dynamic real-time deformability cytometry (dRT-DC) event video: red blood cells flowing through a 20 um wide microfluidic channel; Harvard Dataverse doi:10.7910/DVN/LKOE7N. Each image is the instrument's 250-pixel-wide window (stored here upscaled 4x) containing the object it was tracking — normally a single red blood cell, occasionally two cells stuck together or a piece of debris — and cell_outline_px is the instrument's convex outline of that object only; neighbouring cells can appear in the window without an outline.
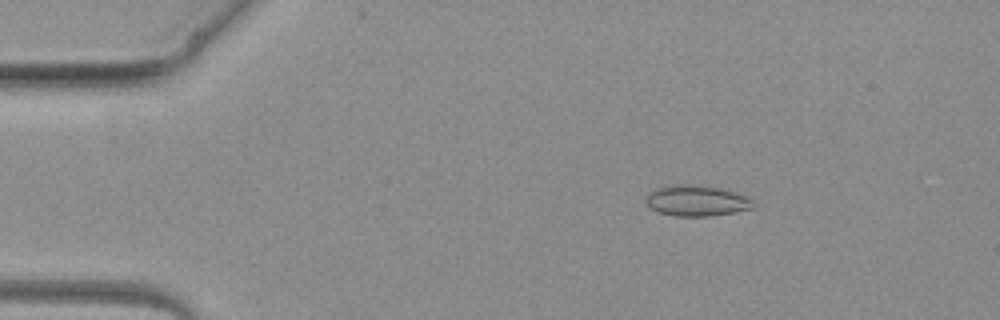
{"species": "common noctule bat (a hibernating species)", "species_latin": "Nyctalus noctula", "temperature_condition": "warm", "stored_images_in_passage": 3, "camera_frame_rate_fps": 3000, "um_per_image_px": 0.085, "animal": {"sex": "female", "body_mass_g": 19.3, "forearm_length_mm": 54.1}, "frame": {"image": 1, "passage_image": 2, "time_ms": 1.0, "image_size_px": [1000, 320], "cell_outline_px": [[756, 208], [736, 212], [712, 216], [672, 216], [656, 212], [644, 200], [644, 196], [648, 192], [656, 188], [676, 184], [696, 184], [728, 188], [752, 200], [756, 204]], "centroid_in_image_um": [59.23, 17.05], "position_along_channel_um": 25.8, "area_um2": 19.94}}